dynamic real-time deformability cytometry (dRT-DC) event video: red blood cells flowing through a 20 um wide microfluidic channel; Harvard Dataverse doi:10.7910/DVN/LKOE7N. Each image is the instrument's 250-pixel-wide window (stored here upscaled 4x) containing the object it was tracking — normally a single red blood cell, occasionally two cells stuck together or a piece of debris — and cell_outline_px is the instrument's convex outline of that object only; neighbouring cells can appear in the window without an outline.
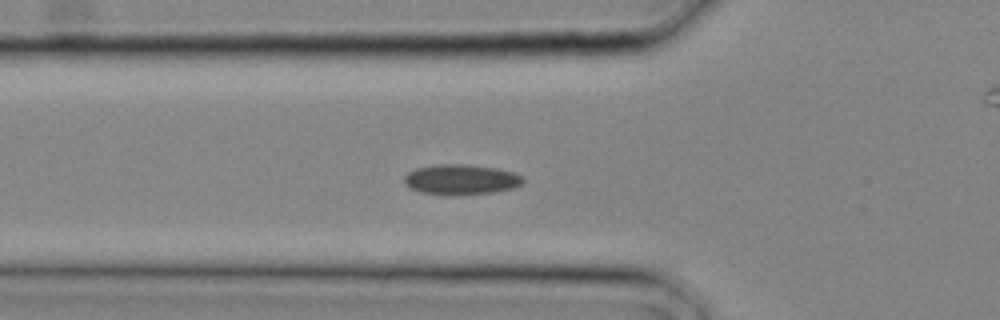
{"species": "common noctule bat (a hibernating species)", "species_latin": "Nyctalus noctula", "temperature_condition": "cold", "stored_images_in_passage": 9, "camera_frame_rate_fps": 3000, "um_per_image_px": 0.085, "animal": {"sex": "male", "body_mass_g": 20.4}, "frame": {"image": 1, "passage_image": 3, "time_ms": 0.667, "image_size_px": [1000, 320], "cell_outline_px": [[524, 180], [520, 184], [512, 188], [492, 192], [420, 192], [412, 188], [404, 180], [404, 176], [408, 172], [416, 168], [436, 164], [464, 164], [496, 168], [512, 172], [524, 176]], "centroid_in_image_um": [39.21, 15.2], "position_along_channel_um": 86.6, "area_um2": 19.83}}
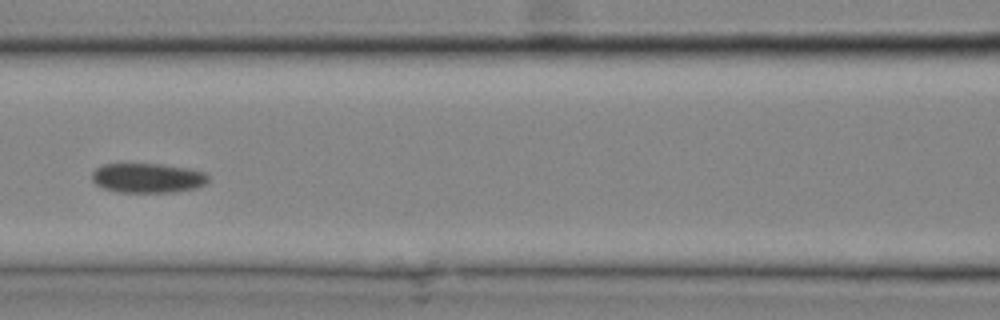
{"frame": {"image": 2, "passage_image": 6, "time_ms": 1.667, "image_size_px": [1000, 320], "cell_outline_px": [[208, 180], [204, 184], [196, 188], [176, 192], [116, 192], [104, 188], [96, 184], [92, 180], [92, 172], [96, 168], [104, 164], [164, 164], [188, 168], [204, 172], [208, 176]], "centroid_in_image_um": [12.55, 15.13], "position_along_channel_um": 154.1, "area_um2": 20.11}}
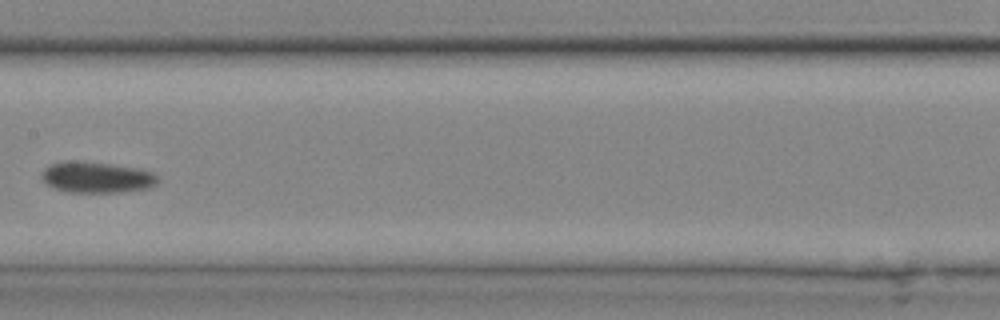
{"frame": {"image": 3, "passage_image": 8, "time_ms": 2.333, "image_size_px": [1000, 320], "cell_outline_px": [[160, 180], [156, 184], [148, 188], [120, 192], [68, 192], [56, 188], [48, 184], [40, 176], [40, 172], [44, 168], [52, 164], [68, 160], [76, 160], [112, 164], [140, 168], [156, 172]], "centroid_in_image_um": [8.26, 15.05], "position_along_channel_um": 199.1, "area_um2": 21.27}}